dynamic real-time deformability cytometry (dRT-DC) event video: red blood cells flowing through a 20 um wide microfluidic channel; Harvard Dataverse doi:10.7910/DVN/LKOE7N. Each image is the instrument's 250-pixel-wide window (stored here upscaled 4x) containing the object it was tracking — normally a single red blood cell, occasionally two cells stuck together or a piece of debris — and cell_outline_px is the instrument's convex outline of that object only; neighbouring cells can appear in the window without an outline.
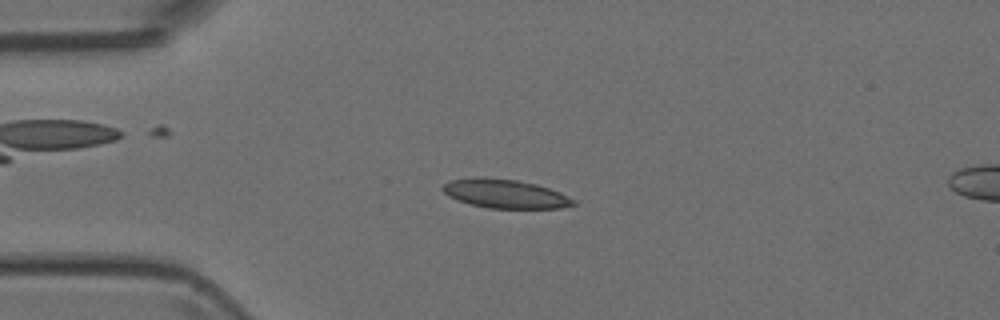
{"species": "Egyptian fruit bat (a non-hibernating species)", "species_latin": "Rousettus aegyptiacus", "temperature_condition": "room temperature", "stored_images_in_passage": 52, "camera_frame_rate_fps": 3000, "um_per_image_px": 0.085, "animal": {"sex": "female"}, "frame": {"image": 1, "passage_image": 13, "time_ms": 4.0, "image_size_px": [1000, 320], "cell_outline_px": [[576, 204], [560, 208], [488, 208], [472, 204], [448, 196], [440, 188], [444, 184], [452, 180], [476, 176], [484, 176], [516, 180], [536, 184], [560, 192], [576, 200]], "centroid_in_image_um": [42.94, 16.45], "position_along_channel_um": 42.1, "area_um2": 21.96}}
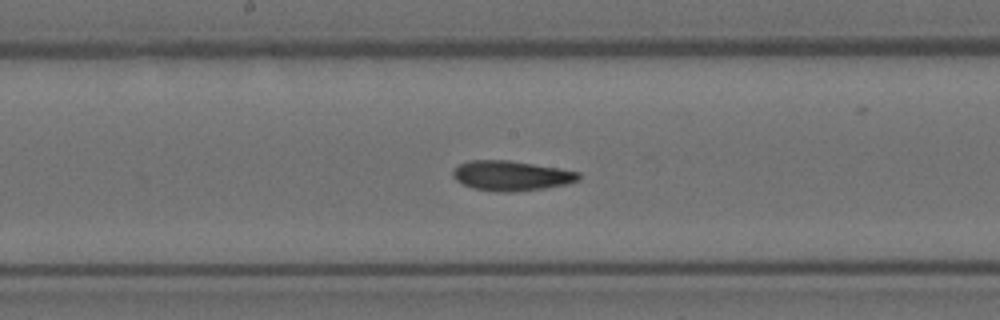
{"frame": {"image": 2, "passage_image": 27, "time_ms": 8.667, "image_size_px": [1000, 320], "cell_outline_px": [[580, 180], [568, 184], [544, 188], [516, 192], [496, 192], [472, 188], [456, 180], [452, 176], [452, 172], [460, 164], [468, 160], [508, 160], [560, 168], [580, 172]], "centroid_in_image_um": [43.48, 14.94], "position_along_channel_um": 204.7, "area_um2": 22.08}}
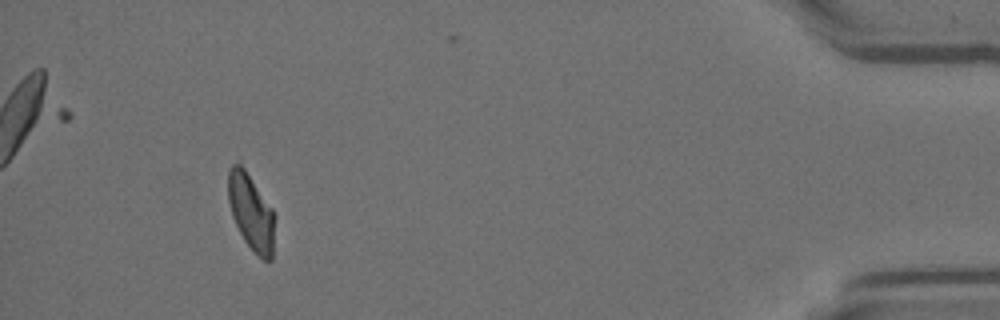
{"frame": {"image": 3, "passage_image": 48, "time_ms": 15.667, "image_size_px": [1000, 320], "cell_outline_px": [[272, 260], [264, 260], [252, 252], [244, 240], [232, 216], [228, 200], [228, 168], [232, 164], [240, 164], [244, 168], [272, 208]], "centroid_in_image_um": [21.29, 18.01], "position_along_channel_um": 413.9, "area_um2": 20.11}}